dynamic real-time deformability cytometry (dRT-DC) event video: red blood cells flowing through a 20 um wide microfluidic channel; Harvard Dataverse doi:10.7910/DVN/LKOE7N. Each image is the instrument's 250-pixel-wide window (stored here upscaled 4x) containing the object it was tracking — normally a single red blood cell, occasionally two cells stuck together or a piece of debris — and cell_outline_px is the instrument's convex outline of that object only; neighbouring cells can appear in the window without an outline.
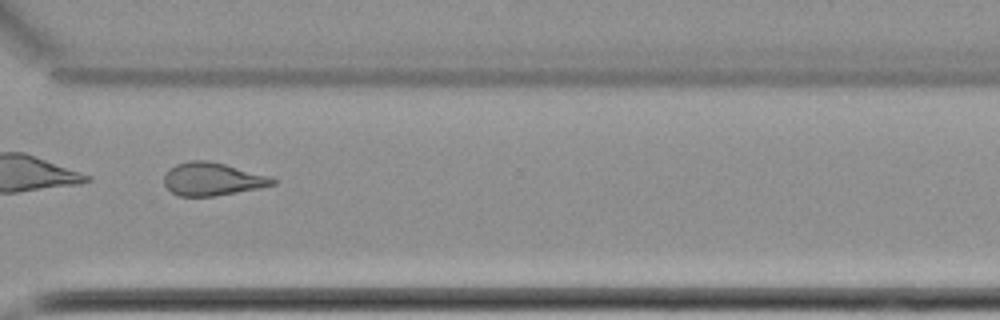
{"species": "common noctule bat (a hibernating species)", "species_latin": "Nyctalus noctula", "temperature_condition": "cold", "stored_images_in_passage": 36, "camera_frame_rate_fps": 3000, "um_per_image_px": 0.085, "animal": {"sex": "female", "body_mass_g": 22.7, "forearm_length_mm": 54.2}, "frame": {"image": 1, "passage_image": 26, "time_ms": 8.333, "image_size_px": [1000, 320], "cell_outline_px": [[272, 180], [268, 184], [208, 196], [184, 196], [168, 188], [168, 172], [172, 168], [180, 164], [220, 164]], "centroid_in_image_um": [17.9, 15.28], "position_along_channel_um": 352.7, "area_um2": 17.28}, "authors_computed_cell_mechanics": {"area_um2": 16.8198, "velocity_mm_per_s": 3.507, "shape_relaxation_time_tau1_ms": null, "shape_relaxation_time_tau2_ms": 7.485, "deformation_change_tau1": null, "deformation_change_tau2": 0.1523}}